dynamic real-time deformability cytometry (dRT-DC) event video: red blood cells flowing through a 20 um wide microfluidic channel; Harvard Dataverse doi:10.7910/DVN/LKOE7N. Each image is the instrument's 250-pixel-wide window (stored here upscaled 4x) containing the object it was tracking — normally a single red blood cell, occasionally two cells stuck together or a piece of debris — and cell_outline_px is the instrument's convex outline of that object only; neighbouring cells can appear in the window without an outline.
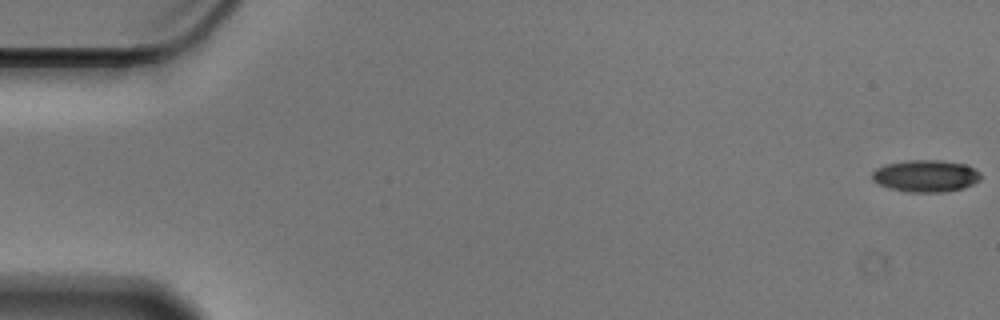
{"species": "Egyptian fruit bat (a non-hibernating species)", "species_latin": "Rousettus aegyptiacus", "temperature_condition": "cold", "stored_images_in_passage": 57, "camera_frame_rate_fps": 3000, "um_per_image_px": 0.085, "animal": {"sex": "male"}, "frame": {"image": 1, "passage_image": 1, "time_ms": 0.0, "image_size_px": [1000, 320], "cell_outline_px": [[980, 180], [964, 188], [944, 192], [908, 192], [888, 188], [872, 180], [872, 172], [876, 168], [888, 164], [908, 160], [940, 160], [968, 164], [980, 172]], "centroid_in_image_um": [78.71, 14.95], "position_along_channel_um": 6.3, "area_um2": 20.35}}
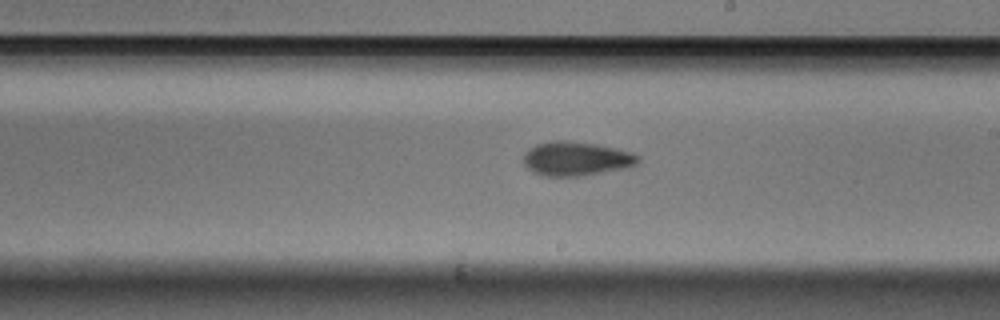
{"frame": {"image": 2, "passage_image": 33, "time_ms": 10.667, "image_size_px": [1000, 320], "cell_outline_px": [[640, 160], [636, 164], [628, 168], [584, 176], [544, 176], [532, 172], [524, 164], [524, 152], [536, 144], [552, 140], [564, 140], [596, 144], [616, 148], [632, 152], [640, 156]], "centroid_in_image_um": [49.0, 13.49], "position_along_channel_um": 240.0, "area_um2": 23.06}}
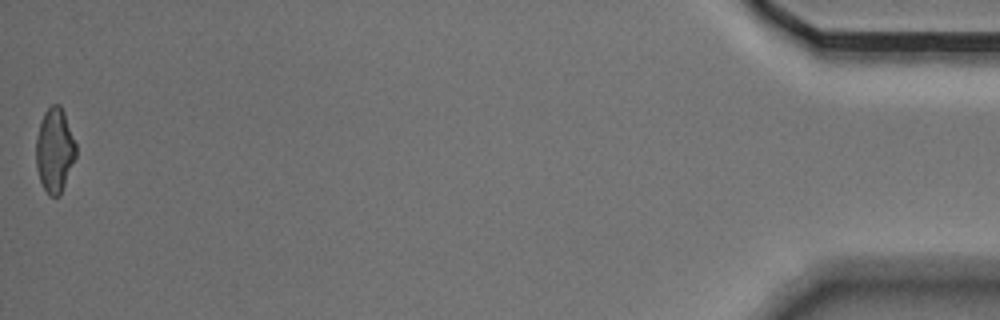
{"frame": {"image": 3, "passage_image": 57, "time_ms": 18.667, "image_size_px": [1000, 320], "cell_outline_px": [[76, 156], [60, 196], [48, 196], [40, 180], [36, 168], [36, 136], [44, 112], [52, 104], [60, 104], [64, 112], [76, 144]], "centroid_in_image_um": [4.64, 12.78], "position_along_channel_um": 430.6, "area_um2": 19.59}, "authors_computed_cell_mechanics": {"area_um2": 20.8658, "velocity_mm_per_s": 3.56, "shape_relaxation_time_tau1_ms": 4.2793, "shape_relaxation_time_tau2_ms": 6.2571, "deformation_change_tau1": 0.1209, "deformation_change_tau2": 0.1338}}